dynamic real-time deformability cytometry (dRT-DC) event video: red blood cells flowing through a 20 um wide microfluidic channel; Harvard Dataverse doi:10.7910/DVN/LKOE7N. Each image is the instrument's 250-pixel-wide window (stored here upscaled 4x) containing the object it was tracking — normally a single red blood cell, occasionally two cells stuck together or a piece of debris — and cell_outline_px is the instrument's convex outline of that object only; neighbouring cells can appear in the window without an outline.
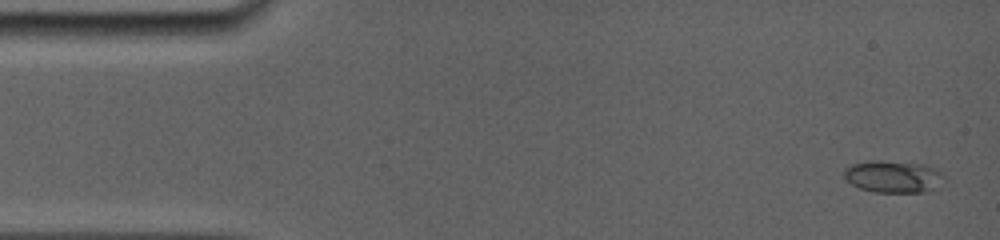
{"species": "common noctule bat (a hibernating species)", "species_latin": "Nyctalus noctula", "temperature_condition": "room temperature", "stored_images_in_passage": 7, "camera_frame_rate_fps": 5000, "um_per_image_px": 0.085, "animal": {"sex": "female", "body_mass_g": 19.0, "forearm_length_mm": 56.7}, "frame": {"image": 1, "passage_image": 1, "time_ms": 0.0, "image_size_px": [1000, 240], "cell_outline_px": [[944, 176], [940, 188], [928, 192], [876, 192], [860, 188], [852, 184], [844, 176], [844, 168], [852, 164], [868, 160], [880, 160], [924, 164], [940, 172]], "centroid_in_image_um": [75.94, 15.01], "position_along_channel_um": 9.1, "area_um2": 18.84}}
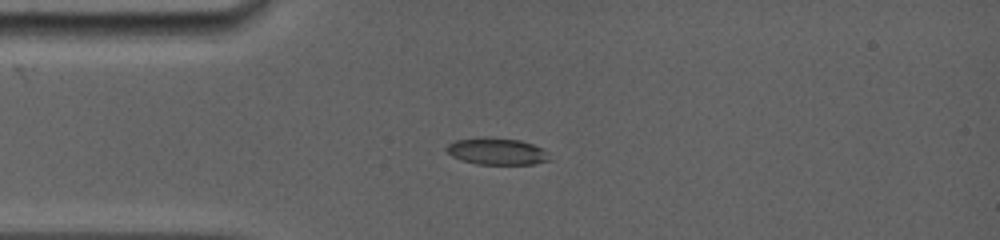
{"frame": {"image": 2, "passage_image": 5, "time_ms": 3.4, "image_size_px": [1000, 240], "cell_outline_px": [[552, 160], [532, 164], [476, 164], [460, 160], [452, 156], [444, 148], [448, 144], [456, 140], [480, 136], [488, 136], [520, 140], [544, 148], [548, 152]], "centroid_in_image_um": [42.24, 12.85], "position_along_channel_um": 42.8, "area_um2": 16.47}}
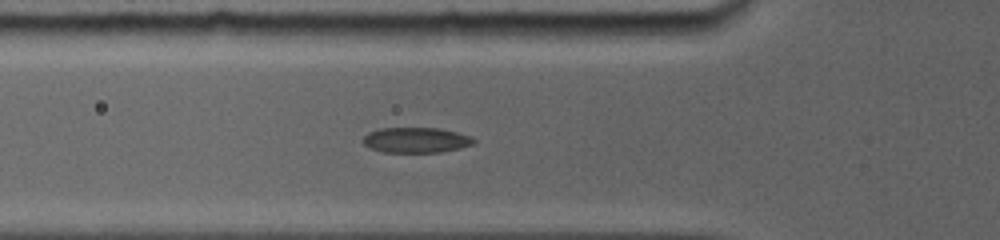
{"frame": {"image": 3, "passage_image": 7, "time_ms": 5.0, "image_size_px": [1000, 240], "cell_outline_px": [[476, 144], [460, 148], [440, 152], [384, 152], [372, 148], [364, 144], [364, 136], [368, 132], [380, 128], [440, 128], [472, 136], [476, 140]], "centroid_in_image_um": [35.42, 11.9], "position_along_channel_um": 90.4, "area_um2": 16.36}}